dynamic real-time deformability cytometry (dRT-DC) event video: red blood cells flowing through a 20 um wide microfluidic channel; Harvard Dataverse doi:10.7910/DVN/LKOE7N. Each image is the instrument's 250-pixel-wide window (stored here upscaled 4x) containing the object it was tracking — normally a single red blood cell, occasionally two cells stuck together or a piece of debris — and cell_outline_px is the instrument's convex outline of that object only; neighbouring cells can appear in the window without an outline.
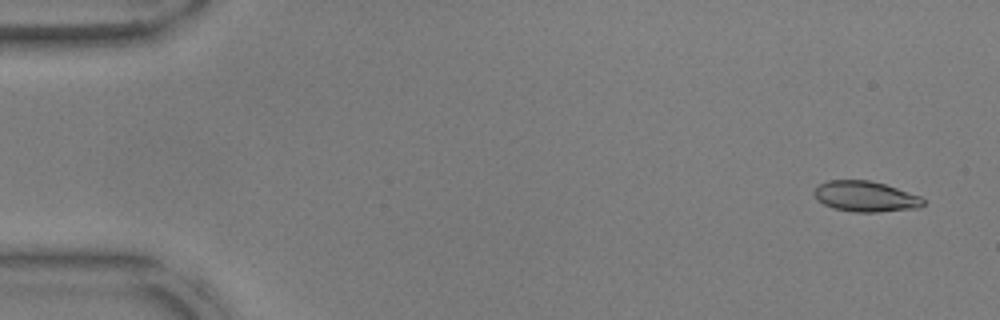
{"species": "common noctule bat (a hibernating species)", "species_latin": "Nyctalus noctula", "temperature_condition": "warm", "stored_images_in_passage": 44, "camera_frame_rate_fps": 3000, "um_per_image_px": 0.085, "animal": {"sex": "male", "body_mass_g": 17.9, "forearm_length_mm": 54.2}, "frame": {"image": 1, "passage_image": 3, "time_ms": 0.667, "image_size_px": [1000, 320], "cell_outline_px": [[924, 204], [920, 208], [876, 212], [852, 212], [832, 208], [816, 200], [812, 192], [820, 184], [828, 180], [868, 180], [884, 184], [920, 196], [924, 200]], "centroid_in_image_um": [73.53, 16.71], "position_along_channel_um": 11.5, "area_um2": 19.48}}
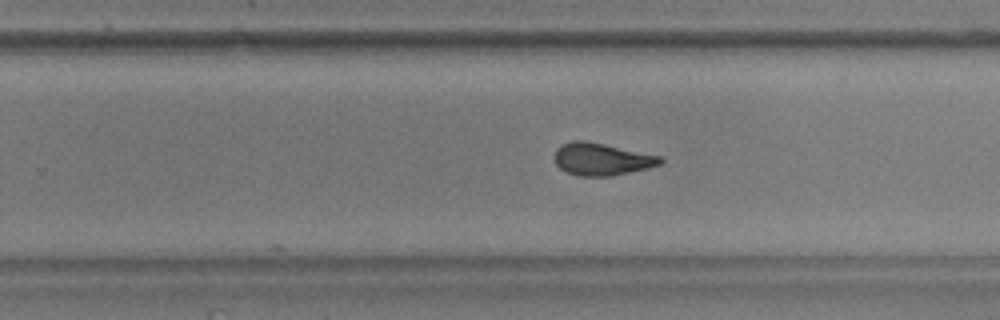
{"frame": {"image": 2, "passage_image": 34, "time_ms": 11.0, "image_size_px": [1000, 320], "cell_outline_px": [[664, 160], [660, 164], [648, 168], [612, 176], [580, 176], [568, 172], [560, 168], [556, 164], [552, 156], [556, 148], [560, 144], [572, 140], [584, 140], [604, 144], [660, 156]], "centroid_in_image_um": [51.09, 13.52], "position_along_channel_um": 278.7, "area_um2": 20.0}}
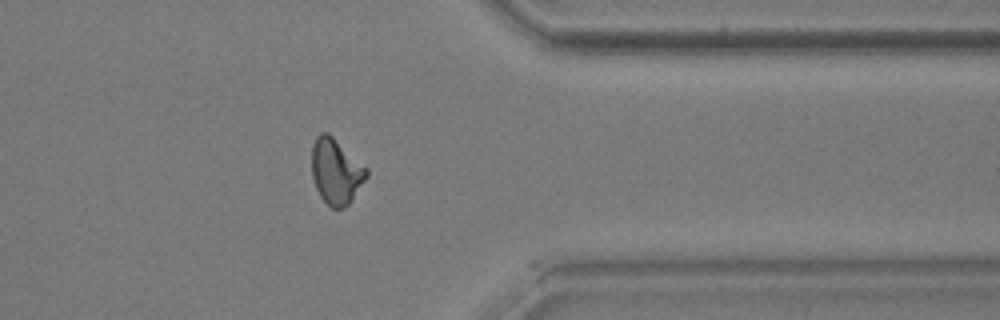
{"frame": {"image": 3, "passage_image": 43, "time_ms": 14.0, "image_size_px": [1000, 320], "cell_outline_px": [[368, 176], [352, 200], [344, 208], [332, 208], [320, 196], [316, 188], [312, 176], [312, 144], [316, 136], [320, 132], [328, 132], [368, 168]], "centroid_in_image_um": [28.56, 14.55], "position_along_channel_um": 382.8, "area_um2": 20.98}, "authors_computed_cell_mechanics": {"area_um2": 20.1433, "velocity_mm_per_s": 3.8102, "shape_relaxation_time_tau1_ms": 5.9072, "shape_relaxation_time_tau2_ms": 2.0461, "deformation_change_tau1": 0.1805, "deformation_change_tau2": 0.0854}}